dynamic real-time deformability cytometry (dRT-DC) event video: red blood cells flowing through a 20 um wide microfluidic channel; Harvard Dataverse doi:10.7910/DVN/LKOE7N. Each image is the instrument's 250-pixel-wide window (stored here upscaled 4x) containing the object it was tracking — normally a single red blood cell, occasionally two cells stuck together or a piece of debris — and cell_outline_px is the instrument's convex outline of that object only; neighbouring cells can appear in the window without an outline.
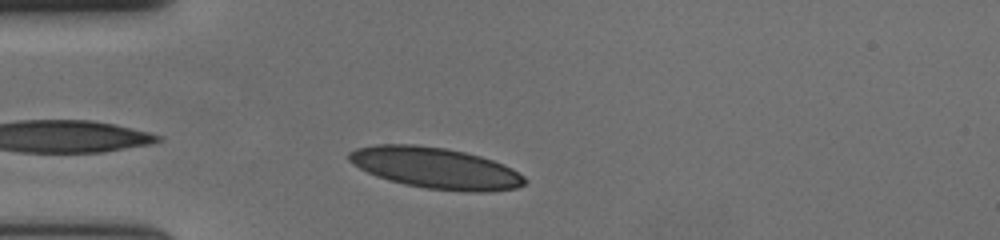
{"species": "human", "species_latin": "Homo sapiens", "temperature_condition": "cold", "stored_images_in_passage": 35, "camera_frame_rate_fps": 3000, "um_per_image_px": 0.085, "donor": {"sex": "female"}, "frame": {"image": 1, "passage_image": 3, "time_ms": 0.667, "image_size_px": [1000, 240], "cell_outline_px": [[528, 180], [524, 184], [516, 188], [484, 192], [464, 192], [424, 188], [404, 184], [388, 180], [376, 176], [360, 168], [348, 160], [348, 152], [356, 148], [376, 144], [416, 144], [444, 148], [464, 152], [480, 156], [504, 164], [512, 168], [524, 176]], "centroid_in_image_um": [37.02, 14.28], "position_along_channel_um": 48.0, "area_um2": 42.25}}
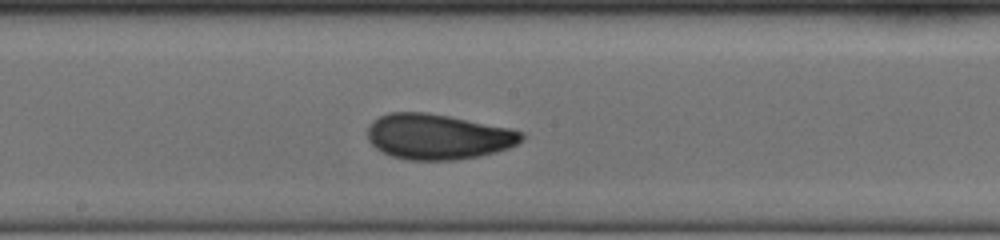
{"frame": {"image": 2, "passage_image": 18, "time_ms": 5.667, "image_size_px": [1000, 240], "cell_outline_px": [[524, 140], [508, 148], [496, 152], [480, 156], [456, 160], [408, 160], [392, 156], [376, 148], [368, 140], [368, 128], [372, 120], [388, 112], [428, 112], [512, 128], [524, 132]], "centroid_in_image_um": [37.25, 11.61], "position_along_channel_um": 211.0, "area_um2": 41.04}}
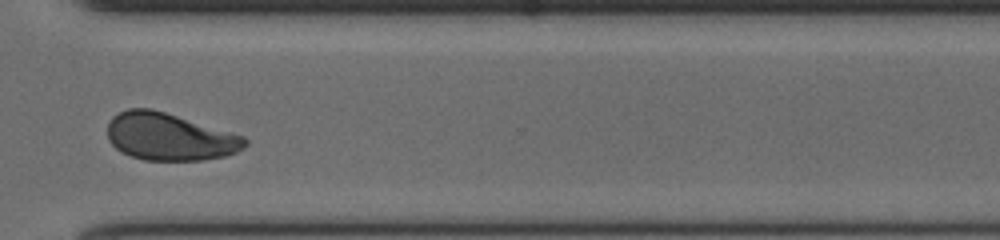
{"frame": {"image": 3, "passage_image": 30, "time_ms": 9.667, "image_size_px": [1000, 240], "cell_outline_px": [[248, 144], [244, 148], [236, 152], [224, 156], [204, 160], [144, 160], [120, 152], [108, 140], [108, 124], [112, 116], [128, 108], [152, 108], [244, 136], [248, 140]], "centroid_in_image_um": [14.4, 11.62], "position_along_channel_um": 356.2, "area_um2": 37.92}, "authors_computed_cell_mechanics": {"area_um2": 39.882, "velocity_mm_per_s": 3.6187, "shape_relaxation_time_tau1_ms": 5.5995, "shape_relaxation_time_tau2_ms": 1.0054, "deformation_change_tau1": 0.1594, "deformation_change_tau2": 0.0596}}